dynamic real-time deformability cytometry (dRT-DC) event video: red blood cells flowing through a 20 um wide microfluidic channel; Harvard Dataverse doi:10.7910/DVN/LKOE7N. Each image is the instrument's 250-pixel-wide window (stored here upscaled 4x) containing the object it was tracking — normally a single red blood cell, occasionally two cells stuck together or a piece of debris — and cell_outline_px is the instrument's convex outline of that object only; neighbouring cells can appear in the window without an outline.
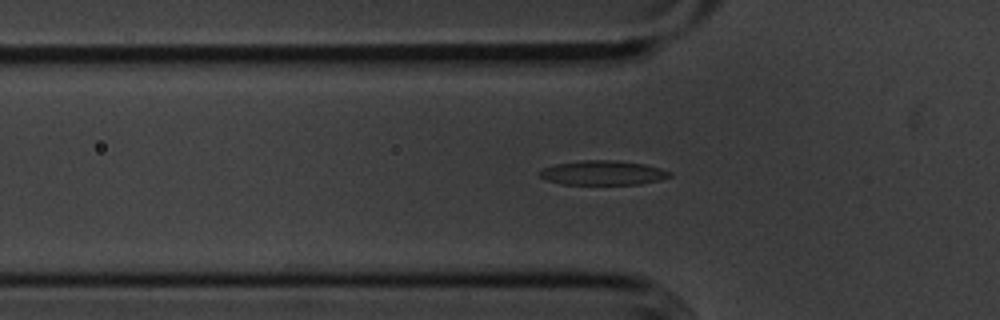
{"species": "common noctule bat (a hibernating species)", "species_latin": "Nyctalus noctula", "temperature_condition": "cold", "stored_images_in_passage": 39, "camera_frame_rate_fps": 3000, "um_per_image_px": 0.085, "animal": {"sex": "male", "body_mass_g": 20.1, "forearm_length_mm": 53.5}, "frame": {"image": 1, "passage_image": 2, "time_ms": 0.333, "image_size_px": [1000, 320], "cell_outline_px": [[672, 176], [660, 180], [640, 184], [564, 184], [548, 180], [540, 176], [536, 172], [544, 168], [556, 164], [584, 160], [616, 160], [644, 164], [660, 168], [672, 172]], "centroid_in_image_um": [51.27, 14.69], "position_along_channel_um": 74.5, "area_um2": 18.44}}
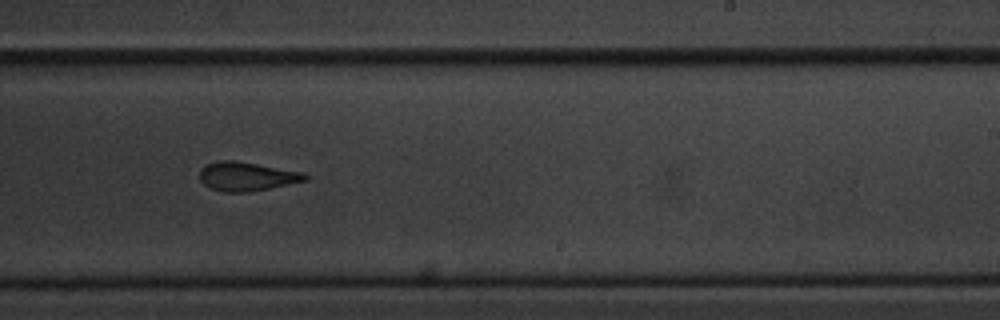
{"frame": {"image": 2, "passage_image": 18, "time_ms": 5.667, "image_size_px": [1000, 320], "cell_outline_px": [[308, 180], [248, 192], [224, 192], [212, 188], [204, 184], [200, 180], [200, 168], [204, 164], [220, 160], [236, 160], [304, 172], [308, 176]], "centroid_in_image_um": [20.96, 14.98], "position_along_channel_um": 268.0, "area_um2": 17.8}}
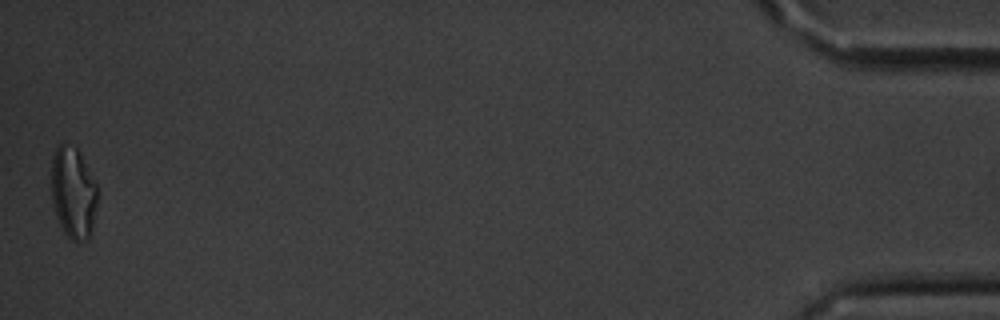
{"frame": {"image": 3, "passage_image": 39, "time_ms": 12.667, "image_size_px": [1000, 320], "cell_outline_px": [[96, 204], [92, 228], [88, 240], [76, 244], [64, 232], [56, 216], [52, 200], [52, 156], [56, 148], [60, 144], [64, 144], [76, 148], [80, 152], [96, 184]], "centroid_in_image_um": [6.22, 16.41], "position_along_channel_um": 429.0, "area_um2": 24.39}, "authors_computed_cell_mechanics": {"area_um2": 18.6694, "velocity_mm_per_s": 3.6083, "shape_relaxation_time_tau1_ms": 3.216, "shape_relaxation_time_tau2_ms": 2.8552, "deformation_change_tau1": 0.1345, "deformation_change_tau2": 0.1028}}